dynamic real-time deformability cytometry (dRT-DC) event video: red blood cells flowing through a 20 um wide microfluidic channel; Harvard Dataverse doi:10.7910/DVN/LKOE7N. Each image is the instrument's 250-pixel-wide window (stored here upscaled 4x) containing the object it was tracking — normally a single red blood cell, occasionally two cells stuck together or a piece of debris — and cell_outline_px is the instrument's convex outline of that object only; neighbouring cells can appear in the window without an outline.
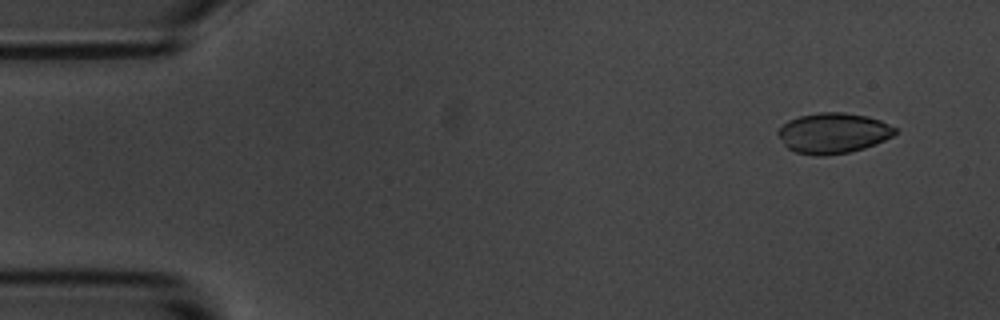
{"species": "common noctule bat (a hibernating species)", "species_latin": "Nyctalus noctula", "temperature_condition": "room temperature", "stored_images_in_passage": 6, "camera_frame_rate_fps": 3000, "um_per_image_px": 0.085, "animal": {"sex": "male", "body_mass_g": 20.1, "forearm_length_mm": 53.5}, "frame": {"image": 1, "passage_image": 2, "time_ms": 1.0, "image_size_px": [1000, 320], "cell_outline_px": [[896, 132], [892, 136], [876, 144], [864, 148], [848, 152], [824, 156], [816, 156], [796, 152], [788, 148], [784, 144], [776, 132], [788, 120], [800, 116], [820, 112], [844, 112], [868, 116], [880, 120], [896, 128]], "centroid_in_image_um": [70.82, 11.31], "position_along_channel_um": 14.2, "area_um2": 27.51}}